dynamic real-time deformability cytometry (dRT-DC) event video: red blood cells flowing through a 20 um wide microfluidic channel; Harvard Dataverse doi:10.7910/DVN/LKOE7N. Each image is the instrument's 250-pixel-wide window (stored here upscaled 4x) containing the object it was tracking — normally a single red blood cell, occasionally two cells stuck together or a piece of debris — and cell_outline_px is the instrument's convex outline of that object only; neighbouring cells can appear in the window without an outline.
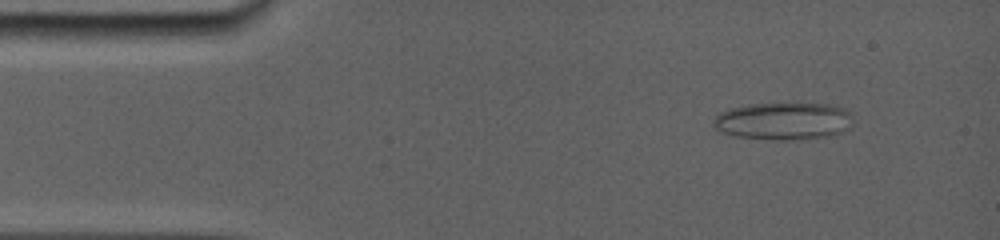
{"species": "common noctule bat (a hibernating species)", "species_latin": "Nyctalus noctula", "temperature_condition": "room temperature", "stored_images_in_passage": 96, "camera_frame_rate_fps": 5000, "um_per_image_px": 0.085, "animal": {"sex": "female", "body_mass_g": 19.0, "forearm_length_mm": 56.7}, "frame": {"image": 1, "passage_image": 7, "time_ms": 1.4, "image_size_px": [1000, 240], "cell_outline_px": [[844, 112], [832, 132], [812, 136], [744, 136], [724, 132], [716, 128], [716, 116], [732, 108], [752, 104], [828, 104], [840, 108]], "centroid_in_image_um": [66.28, 10.19], "position_along_channel_um": 18.7, "area_um2": 25.89}}
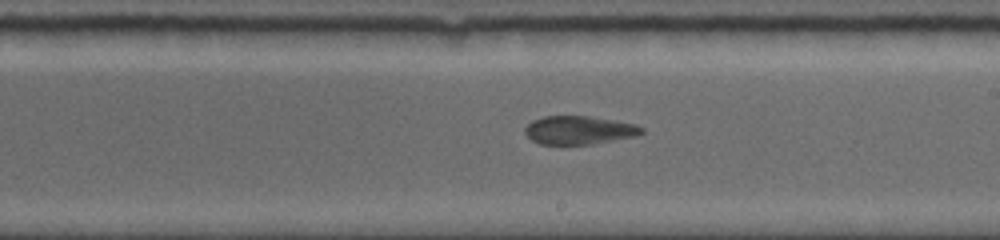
{"frame": {"image": 2, "passage_image": 46, "time_ms": 9.2, "image_size_px": [1000, 240], "cell_outline_px": [[644, 132], [636, 136], [592, 144], [540, 144], [532, 140], [524, 132], [524, 128], [532, 120], [544, 116], [588, 116], [636, 124], [644, 128]], "centroid_in_image_um": [49.22, 11.06], "position_along_channel_um": 239.8, "area_um2": 19.25}}
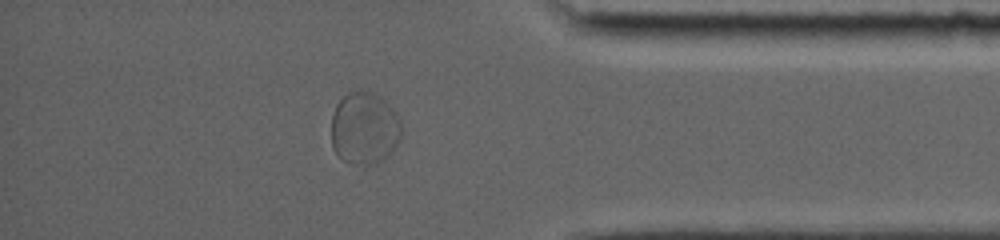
{"frame": {"image": 3, "passage_image": 84, "time_ms": 13.8, "image_size_px": [1000, 240], "cell_outline_px": [[400, 140], [380, 160], [372, 164], [352, 164], [344, 160], [332, 148], [332, 116], [336, 104], [348, 92], [360, 88], [368, 88], [380, 96], [392, 108], [400, 120]], "centroid_in_image_um": [30.95, 10.83], "position_along_channel_um": 404.3, "area_um2": 29.48}}